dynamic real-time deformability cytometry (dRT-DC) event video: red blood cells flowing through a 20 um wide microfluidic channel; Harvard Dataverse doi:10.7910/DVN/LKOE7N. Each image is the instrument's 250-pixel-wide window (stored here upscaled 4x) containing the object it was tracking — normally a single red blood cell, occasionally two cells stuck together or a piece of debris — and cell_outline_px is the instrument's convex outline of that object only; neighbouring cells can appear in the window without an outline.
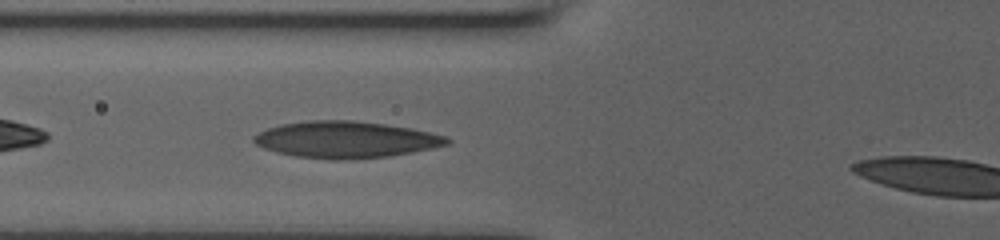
{"species": "human", "species_latin": "Homo sapiens", "temperature_condition": "room temperature", "stored_images_in_passage": 36, "camera_frame_rate_fps": 3000, "um_per_image_px": 0.085, "donor": {"sex": "male"}, "frame": {"image": 1, "passage_image": 5, "time_ms": 1.0, "image_size_px": [1000, 240], "cell_outline_px": [[452, 140], [448, 144], [432, 148], [412, 152], [388, 156], [340, 160], [332, 160], [296, 156], [276, 152], [264, 148], [256, 144], [252, 140], [252, 136], [268, 128], [280, 124], [308, 120], [352, 120], [384, 124], [412, 128], [448, 136]], "centroid_in_image_um": [29.39, 11.86], "position_along_channel_um": 96.4, "area_um2": 41.27}}
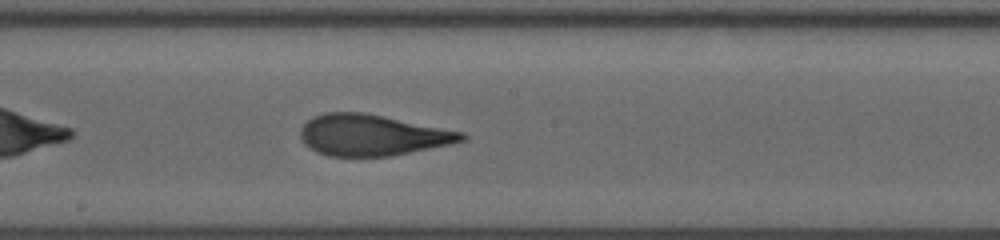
{"frame": {"image": 2, "passage_image": 15, "time_ms": 4.0, "image_size_px": [1000, 240], "cell_outline_px": [[468, 140], [392, 156], [328, 156], [316, 152], [304, 144], [300, 136], [300, 128], [312, 116], [324, 112], [364, 112], [464, 132], [468, 136]], "centroid_in_image_um": [31.62, 11.48], "position_along_channel_um": 216.6, "area_um2": 38.78}}
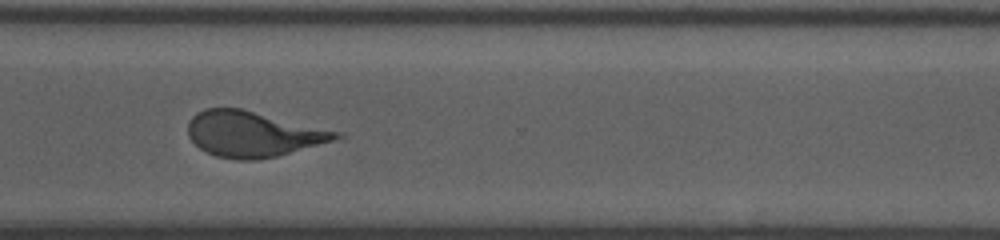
{"frame": {"image": 3, "passage_image": 26, "time_ms": 7.333, "image_size_px": [1000, 240], "cell_outline_px": [[348, 136], [276, 156], [256, 160], [236, 160], [216, 156], [200, 148], [188, 136], [188, 120], [196, 112], [204, 108], [240, 108], [344, 132]], "centroid_in_image_um": [21.52, 11.38], "position_along_channel_um": 349.1, "area_um2": 39.42}}